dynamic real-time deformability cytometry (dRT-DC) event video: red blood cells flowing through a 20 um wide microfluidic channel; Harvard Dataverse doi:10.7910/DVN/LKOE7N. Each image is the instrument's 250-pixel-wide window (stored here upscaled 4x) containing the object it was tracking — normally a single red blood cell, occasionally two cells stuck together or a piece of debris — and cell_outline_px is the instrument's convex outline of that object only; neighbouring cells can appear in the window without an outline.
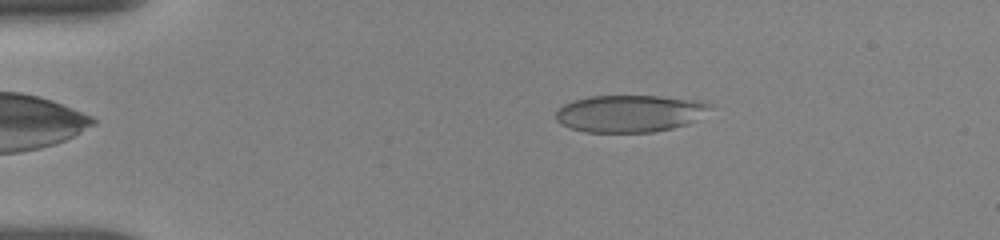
{"species": "human", "species_latin": "Homo sapiens", "temperature_condition": "room temperature", "stored_images_in_passage": 9, "camera_frame_rate_fps": 3000, "um_per_image_px": 0.085, "donor": {"sex": "female"}, "frame": {"image": 1, "passage_image": 6, "time_ms": 2.667, "image_size_px": [1000, 240], "cell_outline_px": [[716, 104], [712, 108], [696, 120], [688, 124], [672, 128], [652, 132], [584, 132], [560, 124], [556, 120], [556, 112], [564, 104], [588, 96], [660, 96], [696, 100]], "centroid_in_image_um": [53.57, 9.64], "position_along_channel_um": 31.4, "area_um2": 33.47}}
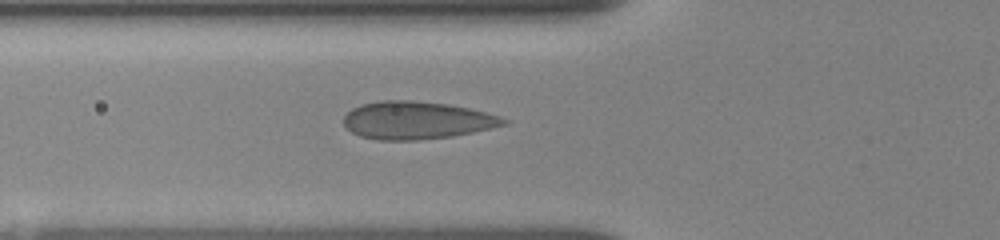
{"frame": {"image": 2, "passage_image": 9, "time_ms": 5.667, "image_size_px": [1000, 240], "cell_outline_px": [[508, 124], [492, 128], [452, 136], [416, 140], [376, 140], [360, 136], [352, 132], [344, 124], [344, 116], [352, 108], [360, 104], [380, 100], [412, 100], [448, 104], [488, 112], [500, 116], [508, 120]], "centroid_in_image_um": [35.42, 10.22], "position_along_channel_um": 90.4, "area_um2": 35.26}}